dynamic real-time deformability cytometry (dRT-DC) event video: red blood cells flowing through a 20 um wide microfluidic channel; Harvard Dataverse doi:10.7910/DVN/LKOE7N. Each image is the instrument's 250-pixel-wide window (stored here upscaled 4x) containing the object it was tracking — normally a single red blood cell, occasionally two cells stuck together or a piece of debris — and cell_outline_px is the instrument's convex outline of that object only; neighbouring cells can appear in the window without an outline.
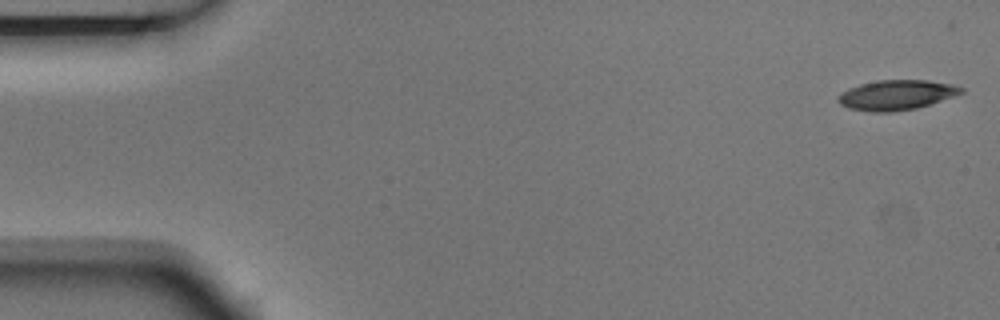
{"species": "Egyptian fruit bat (a non-hibernating species)", "species_latin": "Rousettus aegyptiacus", "temperature_condition": "room temperature", "stored_images_in_passage": 4, "camera_frame_rate_fps": 3000, "um_per_image_px": 0.085, "animal": {"sex": "male"}, "frame": {"image": 1, "passage_image": 1, "time_ms": 0.0, "image_size_px": [1000, 320], "cell_outline_px": [[964, 92], [916, 108], [892, 112], [872, 112], [848, 108], [840, 104], [836, 100], [836, 96], [840, 92], [848, 88], [860, 84], [876, 80], [928, 80], [952, 84], [964, 88]], "centroid_in_image_um": [76.13, 8.07], "position_along_channel_um": 8.9, "area_um2": 21.5}}
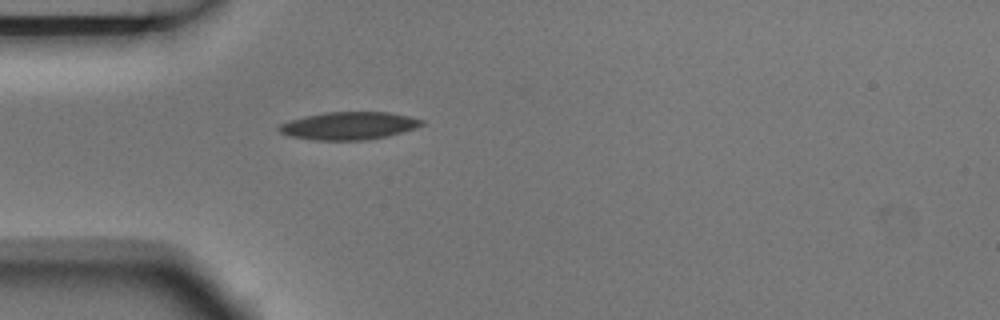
{"frame": {"image": 2, "passage_image": 4, "time_ms": 1.0, "image_size_px": [1000, 320], "cell_outline_px": [[424, 124], [388, 136], [368, 140], [316, 140], [288, 136], [280, 132], [276, 128], [280, 124], [304, 116], [328, 112], [388, 112], [408, 116], [424, 120]], "centroid_in_image_um": [29.62, 10.69], "position_along_channel_um": 55.4, "area_um2": 22.89}}